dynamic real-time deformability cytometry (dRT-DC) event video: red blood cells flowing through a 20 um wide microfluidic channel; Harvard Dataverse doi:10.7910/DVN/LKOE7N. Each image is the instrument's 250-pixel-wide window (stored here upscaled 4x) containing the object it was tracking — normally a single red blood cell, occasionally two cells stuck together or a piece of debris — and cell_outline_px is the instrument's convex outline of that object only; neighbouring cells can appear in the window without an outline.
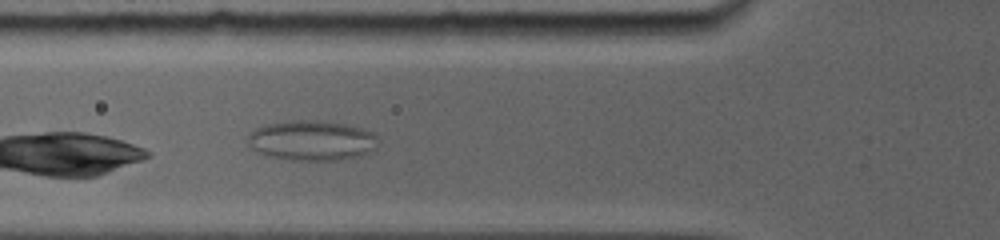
{"species": "common noctule bat (a hibernating species)", "species_latin": "Nyctalus noctula", "temperature_condition": "room temperature", "stored_images_in_passage": 35, "camera_frame_rate_fps": 5000, "um_per_image_px": 0.085, "animal": {"sex": "female", "body_mass_g": 19.0, "forearm_length_mm": 56.7}, "frame": {"image": 1, "passage_image": 5, "time_ms": 1.2, "image_size_px": [1000, 240], "cell_outline_px": [[376, 148], [360, 156], [340, 160], [284, 160], [264, 156], [256, 152], [244, 144], [248, 136], [256, 128], [264, 124], [288, 120], [316, 120], [348, 124], [372, 132], [376, 136]], "centroid_in_image_um": [26.41, 11.95], "position_along_channel_um": 99.4, "area_um2": 31.04}}
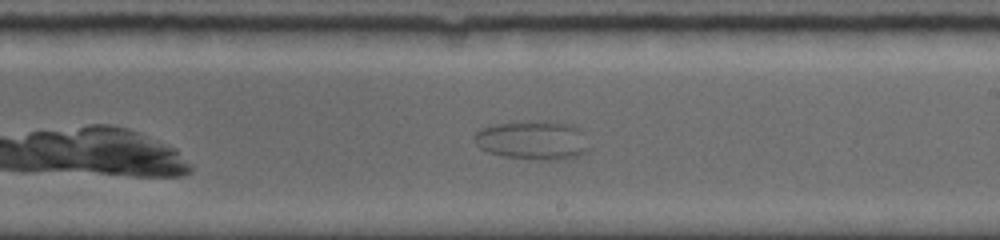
{"frame": {"image": 2, "passage_image": 21, "time_ms": 5.4, "image_size_px": [1000, 240], "cell_outline_px": [[588, 148], [584, 152], [576, 156], [552, 160], [544, 160], [504, 156], [488, 152], [480, 148], [472, 140], [472, 136], [480, 128], [496, 124], [532, 120], [548, 120], [572, 124], [580, 128]], "centroid_in_image_um": [45.23, 11.88], "position_along_channel_um": 243.8, "area_um2": 26.13}}
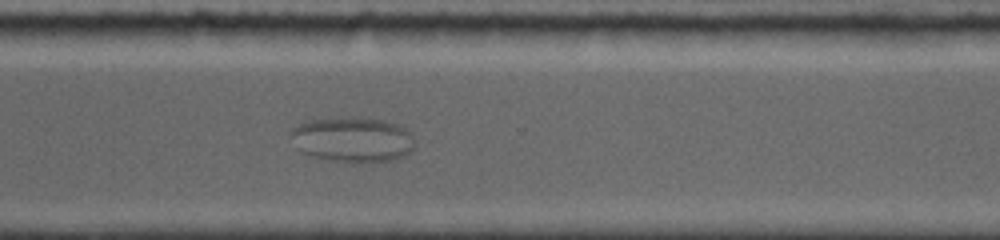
{"frame": {"image": 3, "passage_image": 32, "time_ms": 8.2, "image_size_px": [1000, 240], "cell_outline_px": [[416, 144], [404, 156], [392, 160], [332, 160], [312, 156], [304, 152], [292, 132], [292, 128], [296, 124], [304, 120], [348, 116], [384, 120], [396, 124], [412, 132]], "centroid_in_image_um": [30.03, 11.8], "position_along_channel_um": 340.6, "area_um2": 31.85}}